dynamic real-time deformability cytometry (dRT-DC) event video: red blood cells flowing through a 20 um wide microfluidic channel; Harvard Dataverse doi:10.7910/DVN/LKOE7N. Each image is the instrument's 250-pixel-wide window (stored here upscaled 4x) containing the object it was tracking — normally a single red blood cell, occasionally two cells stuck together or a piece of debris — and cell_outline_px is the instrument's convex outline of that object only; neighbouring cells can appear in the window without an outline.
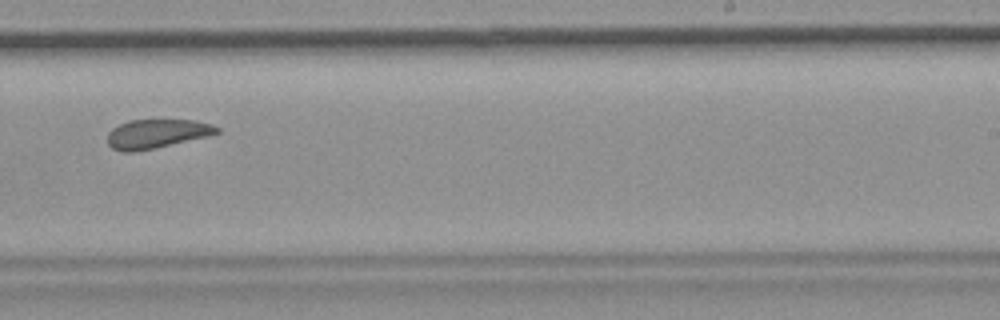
{"species": "common noctule bat (a hibernating species)", "species_latin": "Nyctalus noctula", "temperature_condition": "room temperature", "stored_images_in_passage": 13, "camera_frame_rate_fps": 3000, "um_per_image_px": 0.085, "animal": {"sex": "female", "body_mass_g": 19.9}, "frame": {"image": 1, "passage_image": 8, "time_ms": 9.0, "image_size_px": [1000, 320], "cell_outline_px": [[220, 132], [208, 136], [156, 148], [136, 152], [120, 152], [112, 148], [108, 144], [108, 132], [112, 128], [128, 120], [196, 120], [212, 124], [220, 128]], "centroid_in_image_um": [13.32, 11.37], "position_along_channel_um": 275.7, "area_um2": 18.67}, "authors_computed_cell_mechanics": {"area_um2": 20.2878, "velocity_mm_per_s": 3.6459, "shape_relaxation_time_tau1_ms": null, "shape_relaxation_time_tau2_ms": 3.1078, "deformation_change_tau1": null, "deformation_change_tau2": 0.0394}}